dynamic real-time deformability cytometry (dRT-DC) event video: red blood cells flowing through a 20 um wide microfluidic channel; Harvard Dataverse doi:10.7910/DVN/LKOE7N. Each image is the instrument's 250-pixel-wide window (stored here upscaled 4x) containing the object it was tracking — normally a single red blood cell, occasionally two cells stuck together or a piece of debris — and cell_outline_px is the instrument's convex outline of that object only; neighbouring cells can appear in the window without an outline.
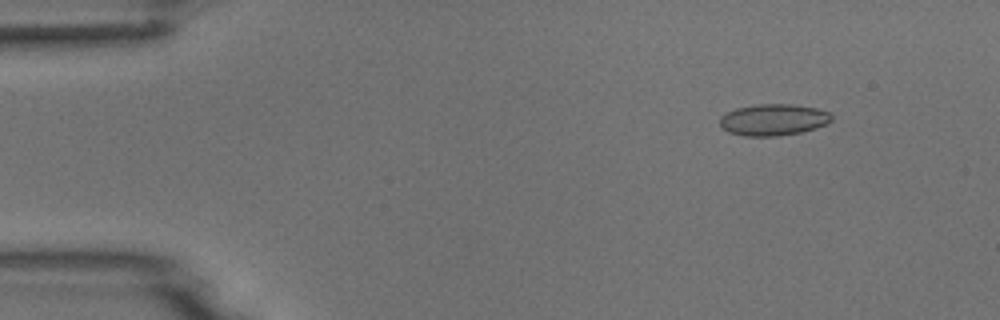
{"species": "common noctule bat (a hibernating species)", "species_latin": "Nyctalus noctula", "temperature_condition": "room temperature", "stored_images_in_passage": 4, "camera_frame_rate_fps": 3000, "um_per_image_px": 0.085, "animal": {"sex": "male", "body_mass_g": 18.8}, "frame": {"image": 1, "passage_image": 2, "time_ms": 0.333, "image_size_px": [1000, 320], "cell_outline_px": [[832, 120], [816, 128], [800, 132], [780, 136], [744, 136], [728, 132], [720, 128], [720, 116], [736, 108], [756, 104], [792, 104], [816, 108], [832, 112]], "centroid_in_image_um": [65.72, 10.18], "position_along_channel_um": 19.3, "area_um2": 20.69}}